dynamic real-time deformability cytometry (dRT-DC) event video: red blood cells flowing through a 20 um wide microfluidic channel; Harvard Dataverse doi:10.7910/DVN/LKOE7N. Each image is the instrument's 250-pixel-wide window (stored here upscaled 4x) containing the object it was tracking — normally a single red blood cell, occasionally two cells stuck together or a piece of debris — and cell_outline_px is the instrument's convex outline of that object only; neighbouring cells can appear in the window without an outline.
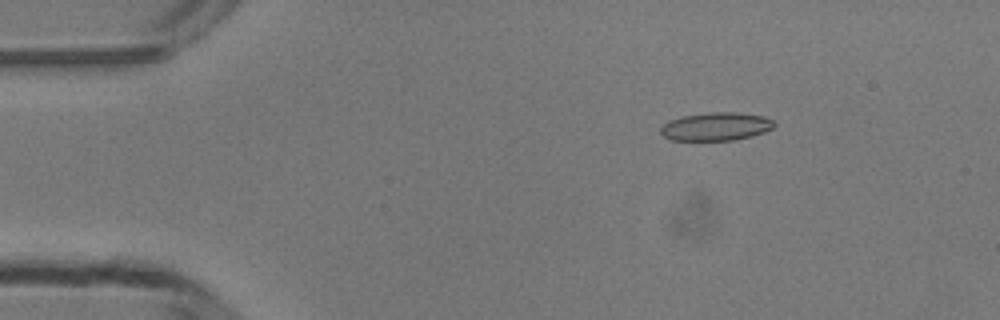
{"species": "common noctule bat (a hibernating species)", "species_latin": "Nyctalus noctula", "temperature_condition": "room temperature", "stored_images_in_passage": 49, "camera_frame_rate_fps": 3000, "um_per_image_px": 0.085, "animal": {"sex": "male", "body_mass_g": 13.3}, "frame": {"image": 1, "passage_image": 8, "time_ms": 2.333, "image_size_px": [1000, 320], "cell_outline_px": [[776, 124], [772, 128], [764, 132], [752, 136], [736, 140], [672, 140], [664, 136], [660, 132], [660, 128], [668, 120], [680, 116], [712, 112], [740, 112], [764, 116], [776, 120]], "centroid_in_image_um": [60.89, 10.74], "position_along_channel_um": 24.1, "area_um2": 18.9}}
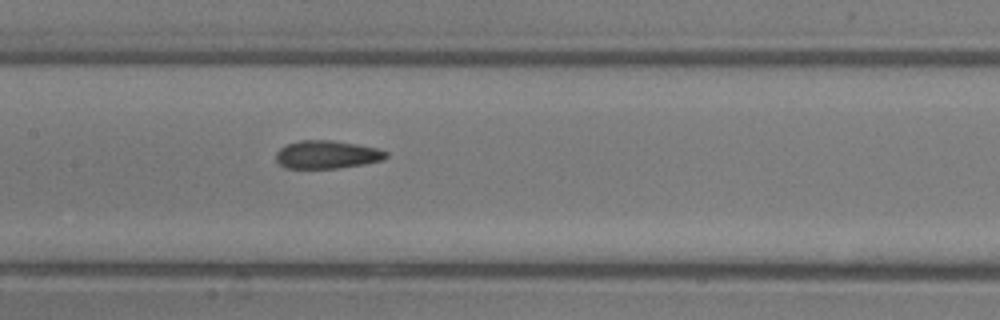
{"frame": {"image": 2, "passage_image": 24, "time_ms": 7.667, "image_size_px": [1000, 320], "cell_outline_px": [[388, 156], [384, 160], [364, 164], [336, 168], [284, 168], [276, 160], [276, 152], [280, 148], [288, 144], [300, 140], [332, 140], [380, 148], [388, 152]], "centroid_in_image_um": [27.82, 13.14], "position_along_channel_um": 179.6, "area_um2": 18.09}}
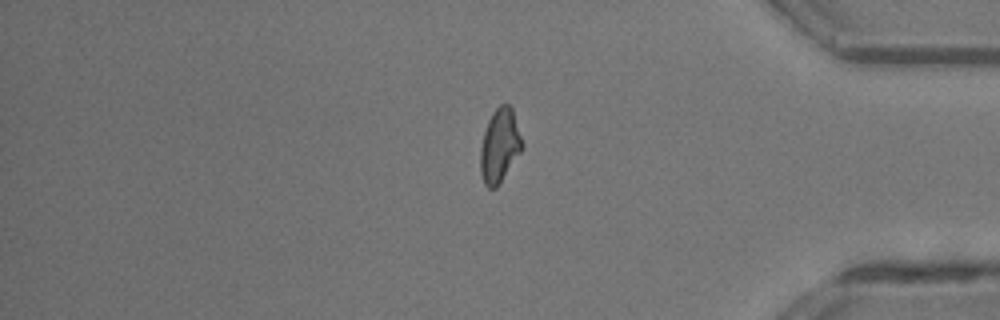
{"frame": {"image": 3, "passage_image": 41, "time_ms": 13.333, "image_size_px": [1000, 320], "cell_outline_px": [[524, 148], [496, 188], [488, 188], [484, 184], [480, 172], [480, 148], [484, 132], [488, 120], [492, 112], [500, 104], [508, 104], [512, 108], [524, 144]], "centroid_in_image_um": [42.48, 12.38], "position_along_channel_um": 392.7, "area_um2": 18.09}, "authors_computed_cell_mechanics": {"area_um2": 18.0914, "velocity_mm_per_s": 4.246, "shape_relaxation_time_tau1_ms": 10.7002, "shape_relaxation_time_tau2_ms": 2.2028, "deformation_change_tau1": 0.2574, "deformation_change_tau2": 0.0871}}